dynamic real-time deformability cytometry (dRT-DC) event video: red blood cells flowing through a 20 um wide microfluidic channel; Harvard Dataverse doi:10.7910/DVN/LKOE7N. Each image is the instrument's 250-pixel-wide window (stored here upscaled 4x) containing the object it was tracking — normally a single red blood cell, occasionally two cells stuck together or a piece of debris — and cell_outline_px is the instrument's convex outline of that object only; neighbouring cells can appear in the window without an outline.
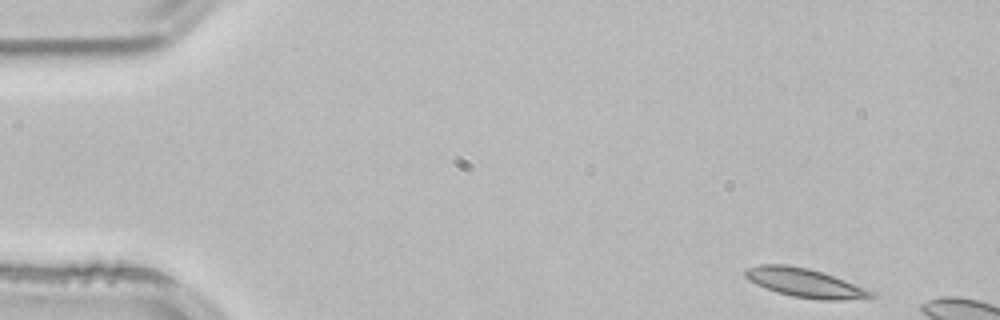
{"species": "common noctule bat (a hibernating species)", "species_latin": "Nyctalus noctula", "temperature_condition": "room temperature", "stored_images_in_passage": 3, "camera_frame_rate_fps": 3000, "um_per_image_px": 0.085, "animal": {"sex": "male", "body_mass_g": 21.5, "forearm_length_mm": 52.0}, "frame": {"image": 1, "passage_image": 1, "time_ms": 0.0, "image_size_px": [1000, 320], "cell_outline_px": [[876, 296], [840, 300], [820, 300], [792, 296], [776, 292], [756, 284], [748, 280], [744, 276], [744, 272], [748, 268], [760, 264], [788, 264], [808, 268], [844, 280], [876, 292]], "centroid_in_image_um": [68.38, 24.04], "position_along_channel_um": 16.6, "area_um2": 20.98}}